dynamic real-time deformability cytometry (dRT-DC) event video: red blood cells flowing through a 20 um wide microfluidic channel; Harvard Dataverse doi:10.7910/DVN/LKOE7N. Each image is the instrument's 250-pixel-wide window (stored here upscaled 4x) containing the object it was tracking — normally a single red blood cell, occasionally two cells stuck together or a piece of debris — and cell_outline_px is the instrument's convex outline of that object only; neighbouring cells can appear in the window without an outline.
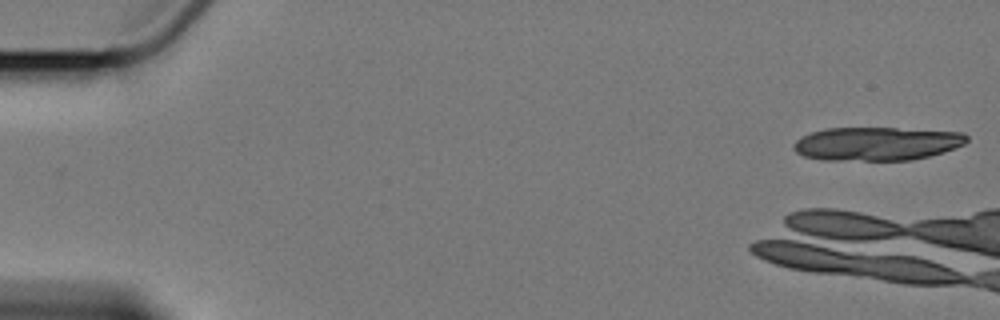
{"species": "Egyptian fruit bat (a non-hibernating species)", "species_latin": "Rousettus aegyptiacus", "temperature_condition": "cold", "stored_images_in_passage": 4, "camera_frame_rate_fps": 3000, "um_per_image_px": 0.085, "animal": {"sex": "female"}, "frame": {"image": 1, "passage_image": 1, "time_ms": 0.0, "image_size_px": [1000, 320], "cell_outline_px": [[968, 140], [964, 144], [944, 152], [912, 160], [824, 160], [804, 156], [796, 152], [792, 148], [792, 144], [796, 140], [812, 132], [824, 128], [896, 128], [964, 132], [968, 136]], "centroid_in_image_um": [74.53, 12.21], "position_along_channel_um": 10.5, "area_um2": 33.93}}